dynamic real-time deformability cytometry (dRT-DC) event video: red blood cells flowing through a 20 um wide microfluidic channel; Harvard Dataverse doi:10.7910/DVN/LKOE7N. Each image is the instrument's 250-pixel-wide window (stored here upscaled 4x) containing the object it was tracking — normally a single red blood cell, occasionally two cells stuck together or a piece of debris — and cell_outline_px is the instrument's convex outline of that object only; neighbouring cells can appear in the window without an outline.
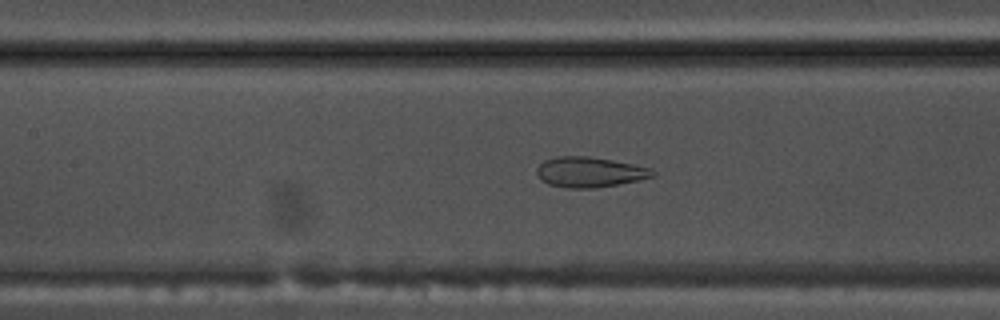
{"species": "common noctule bat (a hibernating species)", "species_latin": "Nyctalus noctula", "temperature_condition": "warm", "stored_images_in_passage": 54, "camera_frame_rate_fps": 3000, "um_per_image_px": 0.085, "animal": {"sex": "male", "body_mass_g": 17.5, "forearm_length_mm": 52.3}, "frame": {"image": 1, "passage_image": 25, "time_ms": 8.0, "image_size_px": [1000, 320], "cell_outline_px": [[656, 176], [616, 184], [592, 188], [568, 188], [548, 184], [540, 180], [536, 172], [536, 168], [544, 160], [556, 156], [588, 156], [612, 160], [652, 168], [656, 172]], "centroid_in_image_um": [50.09, 14.62], "position_along_channel_um": 157.3, "area_um2": 20.4}}
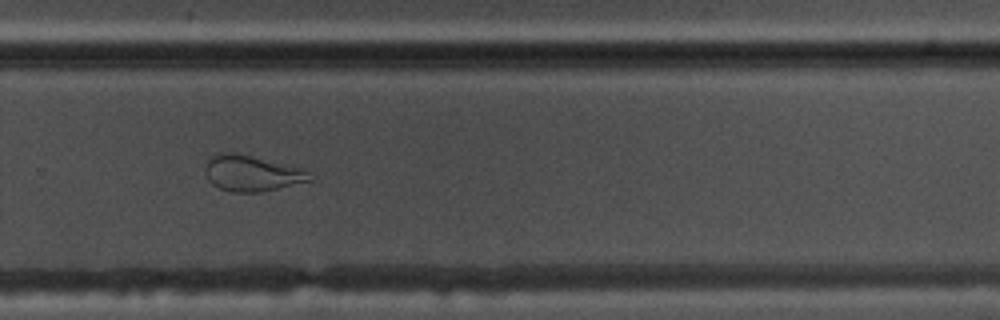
{"frame": {"image": 2, "passage_image": 37, "time_ms": 12.0, "image_size_px": [1000, 320], "cell_outline_px": [[312, 180], [260, 192], [232, 192], [220, 188], [212, 184], [208, 180], [204, 172], [204, 168], [208, 156], [216, 152], [236, 152], [304, 168], [308, 172]], "centroid_in_image_um": [21.33, 14.7], "position_along_channel_um": 308.5, "area_um2": 22.14}}
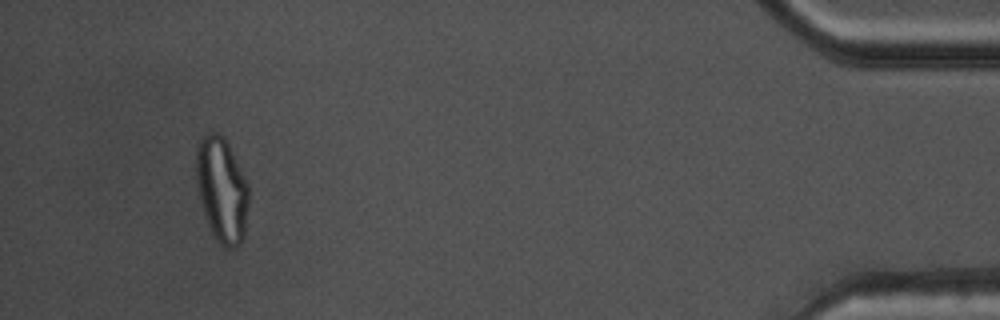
{"frame": {"image": 3, "passage_image": 51, "time_ms": 16.667, "image_size_px": [1000, 320], "cell_outline_px": [[248, 204], [244, 240], [240, 244], [232, 248], [228, 248], [220, 244], [216, 240], [208, 224], [200, 200], [196, 180], [196, 148], [200, 136], [208, 132], [216, 132], [224, 136], [248, 184]], "centroid_in_image_um": [18.84, 16.11], "position_along_channel_um": 416.4, "area_um2": 32.19}, "authors_computed_cell_mechanics": {"area_um2": 28.5532, "velocity_mm_per_s": 3.7936, "shape_relaxation_time_tau1_ms": null, "shape_relaxation_time_tau2_ms": 0.9831, "deformation_change_tau1": null, "deformation_change_tau2": 0.0761}}